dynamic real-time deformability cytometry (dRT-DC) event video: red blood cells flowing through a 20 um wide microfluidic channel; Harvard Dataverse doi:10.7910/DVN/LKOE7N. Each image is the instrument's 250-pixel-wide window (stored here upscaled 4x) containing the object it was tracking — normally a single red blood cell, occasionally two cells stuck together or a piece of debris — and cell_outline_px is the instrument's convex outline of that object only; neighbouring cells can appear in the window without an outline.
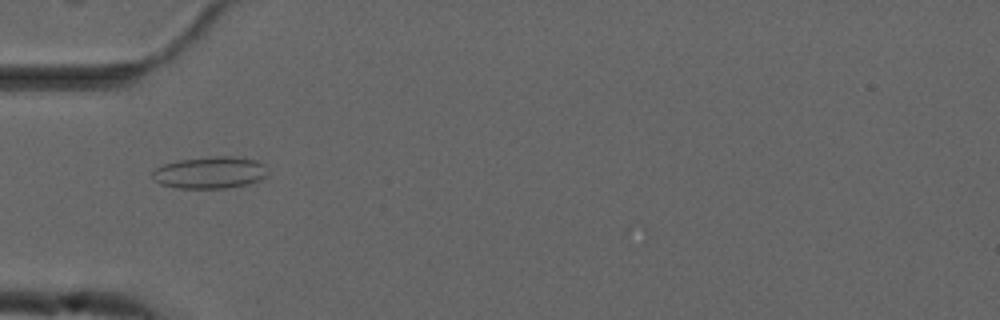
{"species": "common noctule bat (a hibernating species)", "species_latin": "Nyctalus noctula", "temperature_condition": "cold", "stored_images_in_passage": 50, "camera_frame_rate_fps": 3000, "um_per_image_px": 0.085, "animal": {"sex": "male", "forearm_length_mm": 52.5}, "frame": {"image": 1, "passage_image": 13, "time_ms": 4.0, "image_size_px": [1000, 320], "cell_outline_px": [[268, 176], [260, 180], [248, 184], [224, 188], [180, 188], [160, 184], [152, 176], [152, 172], [156, 168], [164, 164], [180, 160], [212, 156], [232, 156], [256, 160], [264, 164], [268, 172]], "centroid_in_image_um": [17.89, 14.66], "position_along_channel_um": 67.1, "area_um2": 21.44}}
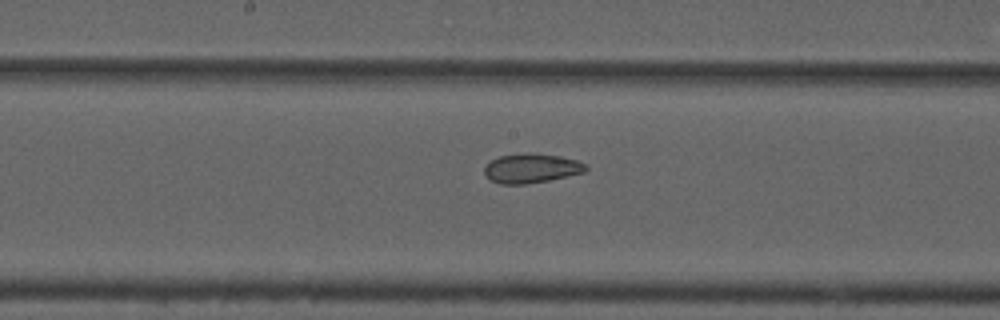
{"frame": {"image": 2, "passage_image": 24, "time_ms": 7.667, "image_size_px": [1000, 320], "cell_outline_px": [[588, 168], [584, 172], [548, 180], [524, 184], [500, 184], [492, 180], [484, 172], [484, 168], [492, 160], [500, 156], [532, 152], [560, 156], [576, 160], [588, 164]], "centroid_in_image_um": [45.2, 14.29], "position_along_channel_um": 203.0, "area_um2": 17.17}}
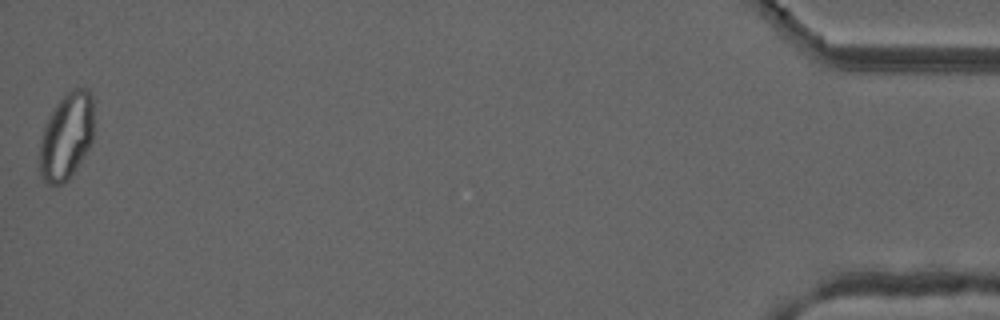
{"frame": {"image": 3, "passage_image": 50, "time_ms": 16.333, "image_size_px": [1000, 320], "cell_outline_px": [[92, 140], [88, 148], [68, 180], [64, 184], [44, 184], [40, 176], [40, 140], [48, 116], [56, 104], [76, 84], [88, 88], [92, 96]], "centroid_in_image_um": [5.63, 11.56], "position_along_channel_um": 429.6, "area_um2": 27.46}, "authors_computed_cell_mechanics": {"area_um2": 21.8195, "velocity_mm_per_s": 3.7159, "shape_relaxation_time_tau1_ms": null, "shape_relaxation_time_tau2_ms": 2.9672, "deformation_change_tau1": null, "deformation_change_tau2": 0.0853}}